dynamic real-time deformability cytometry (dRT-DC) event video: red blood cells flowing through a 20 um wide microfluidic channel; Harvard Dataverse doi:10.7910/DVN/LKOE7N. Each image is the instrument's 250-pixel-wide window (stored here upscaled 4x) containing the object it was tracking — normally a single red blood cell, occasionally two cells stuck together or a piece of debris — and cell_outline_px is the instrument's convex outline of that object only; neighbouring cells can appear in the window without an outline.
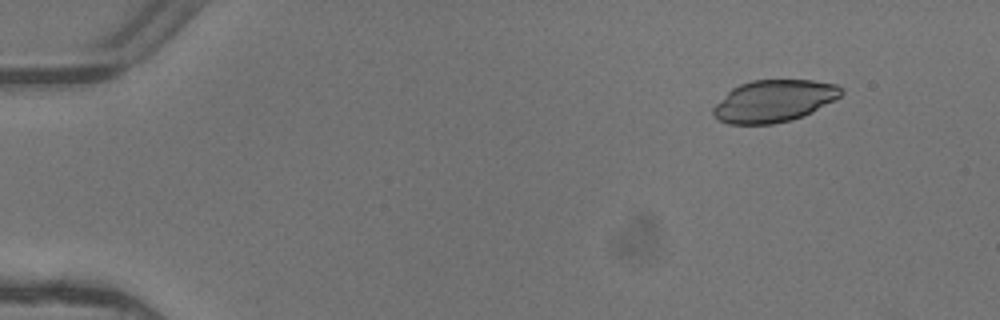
{"species": "common noctule bat (a hibernating species)", "species_latin": "Nyctalus noctula", "temperature_condition": "warm", "stored_images_in_passage": 4, "camera_frame_rate_fps": 3000, "um_per_image_px": 0.085, "animal": {"sex": "female"}, "frame": {"image": 1, "passage_image": 2, "time_ms": 0.333, "image_size_px": [1000, 320], "cell_outline_px": [[844, 92], [840, 96], [812, 112], [804, 116], [792, 120], [772, 124], [728, 124], [716, 120], [712, 116], [712, 108], [732, 88], [740, 84], [752, 80], [812, 80], [836, 84], [844, 88]], "centroid_in_image_um": [65.77, 8.59], "position_along_channel_um": 19.2, "area_um2": 31.5}}